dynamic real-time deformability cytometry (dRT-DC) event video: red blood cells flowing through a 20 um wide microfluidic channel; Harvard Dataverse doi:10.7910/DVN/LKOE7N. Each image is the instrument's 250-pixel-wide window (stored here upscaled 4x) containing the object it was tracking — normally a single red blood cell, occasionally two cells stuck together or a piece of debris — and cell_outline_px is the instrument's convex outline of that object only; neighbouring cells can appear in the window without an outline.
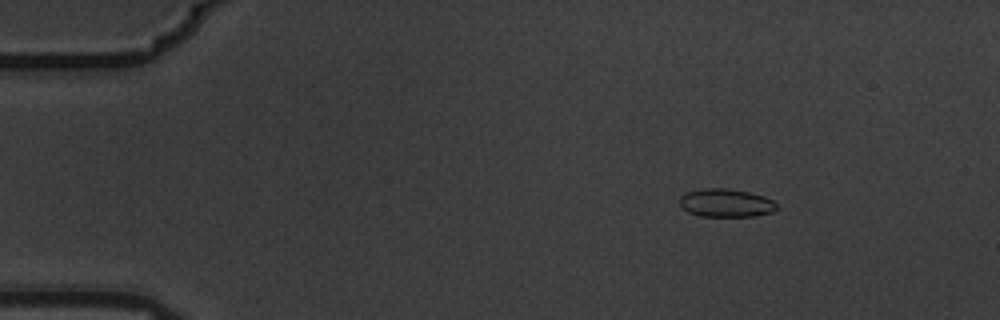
{"species": "common noctule bat (a hibernating species)", "species_latin": "Nyctalus noctula", "temperature_condition": "warm", "stored_images_in_passage": 8, "camera_frame_rate_fps": 3000, "um_per_image_px": 0.085, "animal": {"sex": "male", "body_mass_g": 19.5, "forearm_length_mm": 54.6}, "frame": {"image": 1, "passage_image": 3, "time_ms": 0.667, "image_size_px": [1000, 320], "cell_outline_px": [[780, 208], [772, 212], [756, 216], [700, 216], [688, 212], [680, 204], [680, 196], [688, 192], [704, 188], [724, 188], [748, 192], [764, 196], [772, 200]], "centroid_in_image_um": [61.73, 17.25], "position_along_channel_um": 23.3, "area_um2": 15.9}}
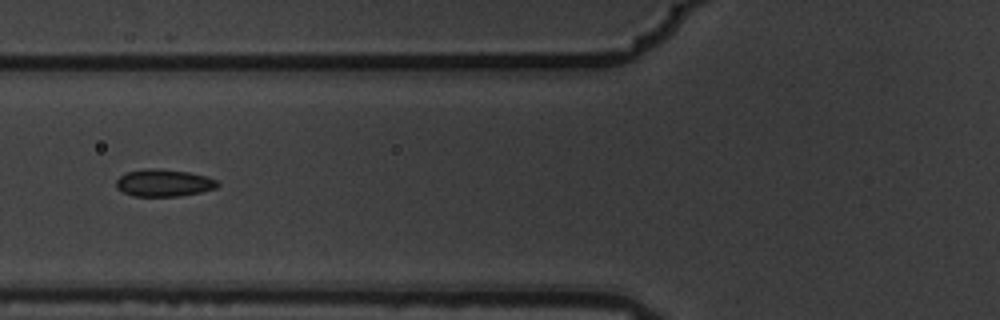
{"frame": {"image": 2, "passage_image": 7, "time_ms": 2.0, "image_size_px": [1000, 320], "cell_outline_px": [[220, 184], [216, 188], [200, 192], [180, 196], [132, 196], [116, 188], [116, 180], [120, 176], [128, 172], [144, 168], [160, 168], [188, 172], [208, 176], [216, 180]], "centroid_in_image_um": [13.92, 15.54], "position_along_channel_um": 111.9, "area_um2": 16.18}}
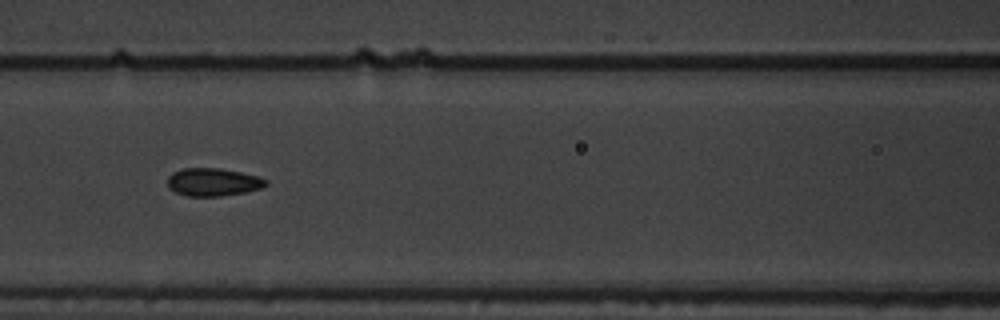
{"frame": {"image": 3, "passage_image": 8, "time_ms": 2.333, "image_size_px": [1000, 320], "cell_outline_px": [[268, 184], [260, 188], [244, 192], [220, 196], [188, 196], [176, 192], [168, 188], [168, 176], [172, 172], [184, 168], [220, 168], [260, 176], [268, 180]], "centroid_in_image_um": [18.11, 15.47], "position_along_channel_um": 148.5, "area_um2": 16.01}}